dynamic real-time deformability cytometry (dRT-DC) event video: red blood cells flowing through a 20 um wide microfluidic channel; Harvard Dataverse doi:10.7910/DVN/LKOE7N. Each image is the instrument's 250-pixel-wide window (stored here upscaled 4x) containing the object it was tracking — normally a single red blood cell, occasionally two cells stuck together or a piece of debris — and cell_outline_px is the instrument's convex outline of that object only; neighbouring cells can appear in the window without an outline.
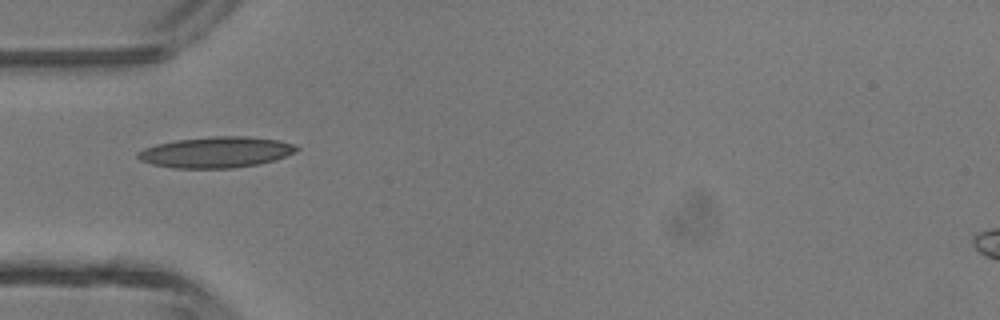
{"species": "common noctule bat (a hibernating species)", "species_latin": "Nyctalus noctula", "temperature_condition": "room temperature", "stored_images_in_passage": 2, "camera_frame_rate_fps": 3000, "um_per_image_px": 0.085, "animal": {"sex": "male", "body_mass_g": 13.3}, "frame": {"image": 1, "passage_image": 1, "time_ms": 0.0, "image_size_px": [1000, 320], "cell_outline_px": [[300, 148], [296, 152], [276, 160], [256, 164], [232, 168], [172, 168], [152, 164], [140, 160], [136, 156], [136, 152], [144, 148], [156, 144], [176, 140], [212, 136], [248, 136], [280, 140], [296, 144]], "centroid_in_image_um": [18.39, 12.93], "position_along_channel_um": 66.6, "area_um2": 28.84}}
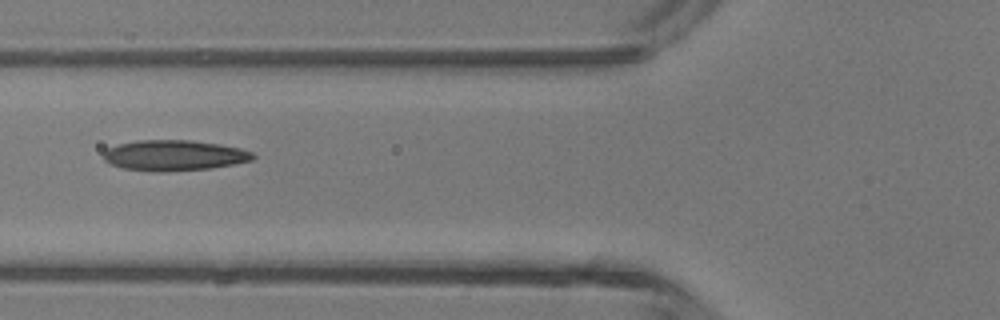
{"frame": {"image": 2, "passage_image": 2, "time_ms": 0.333, "image_size_px": [1000, 320], "cell_outline_px": [[256, 156], [252, 160], [212, 168], [164, 172], [156, 172], [124, 168], [112, 164], [104, 160], [104, 152], [108, 148], [120, 144], [136, 140], [192, 140], [220, 144], [240, 148], [252, 152]], "centroid_in_image_um": [14.82, 13.21], "position_along_channel_um": 111.0, "area_um2": 26.59}}